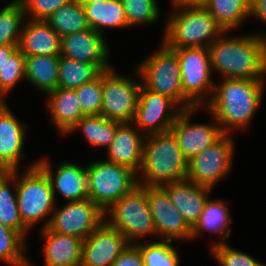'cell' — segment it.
Masks as SVG:
<instances>
[{"label": "cell", "mask_w": 266, "mask_h": 266, "mask_svg": "<svg viewBox=\"0 0 266 266\" xmlns=\"http://www.w3.org/2000/svg\"><path fill=\"white\" fill-rule=\"evenodd\" d=\"M225 33L208 47L212 72L219 73L223 79L264 80L266 34L255 32L228 37Z\"/></svg>", "instance_id": "1"}, {"label": "cell", "mask_w": 266, "mask_h": 266, "mask_svg": "<svg viewBox=\"0 0 266 266\" xmlns=\"http://www.w3.org/2000/svg\"><path fill=\"white\" fill-rule=\"evenodd\" d=\"M220 82L215 83L212 98L204 110L216 118L226 134L246 129L263 100L265 80L233 78Z\"/></svg>", "instance_id": "2"}, {"label": "cell", "mask_w": 266, "mask_h": 266, "mask_svg": "<svg viewBox=\"0 0 266 266\" xmlns=\"http://www.w3.org/2000/svg\"><path fill=\"white\" fill-rule=\"evenodd\" d=\"M187 170L188 160L171 130L145 136L142 164L137 174L139 186H164L185 180Z\"/></svg>", "instance_id": "3"}, {"label": "cell", "mask_w": 266, "mask_h": 266, "mask_svg": "<svg viewBox=\"0 0 266 266\" xmlns=\"http://www.w3.org/2000/svg\"><path fill=\"white\" fill-rule=\"evenodd\" d=\"M169 15L162 40L169 48L209 47L224 32L204 6L173 9Z\"/></svg>", "instance_id": "4"}, {"label": "cell", "mask_w": 266, "mask_h": 266, "mask_svg": "<svg viewBox=\"0 0 266 266\" xmlns=\"http://www.w3.org/2000/svg\"><path fill=\"white\" fill-rule=\"evenodd\" d=\"M23 170L21 173L16 170V200L21 219L31 230L38 222L47 218L42 225L46 228L57 206L50 180L37 165V161Z\"/></svg>", "instance_id": "5"}, {"label": "cell", "mask_w": 266, "mask_h": 266, "mask_svg": "<svg viewBox=\"0 0 266 266\" xmlns=\"http://www.w3.org/2000/svg\"><path fill=\"white\" fill-rule=\"evenodd\" d=\"M160 47L137 65L141 84L146 89L169 97L182 110L195 108L183 94L177 53L163 42Z\"/></svg>", "instance_id": "6"}, {"label": "cell", "mask_w": 266, "mask_h": 266, "mask_svg": "<svg viewBox=\"0 0 266 266\" xmlns=\"http://www.w3.org/2000/svg\"><path fill=\"white\" fill-rule=\"evenodd\" d=\"M105 222L122 234L128 244H137L146 236H156L146 186L137 185L107 209Z\"/></svg>", "instance_id": "7"}, {"label": "cell", "mask_w": 266, "mask_h": 266, "mask_svg": "<svg viewBox=\"0 0 266 266\" xmlns=\"http://www.w3.org/2000/svg\"><path fill=\"white\" fill-rule=\"evenodd\" d=\"M88 198L104 212L137 185V174L130 168L104 160L87 165Z\"/></svg>", "instance_id": "8"}, {"label": "cell", "mask_w": 266, "mask_h": 266, "mask_svg": "<svg viewBox=\"0 0 266 266\" xmlns=\"http://www.w3.org/2000/svg\"><path fill=\"white\" fill-rule=\"evenodd\" d=\"M178 56L184 96L195 106L205 107L211 100L214 81L208 47L171 48Z\"/></svg>", "instance_id": "9"}, {"label": "cell", "mask_w": 266, "mask_h": 266, "mask_svg": "<svg viewBox=\"0 0 266 266\" xmlns=\"http://www.w3.org/2000/svg\"><path fill=\"white\" fill-rule=\"evenodd\" d=\"M135 72L132 78L119 75L113 67L102 71V116L120 123L134 121L141 88L136 68Z\"/></svg>", "instance_id": "10"}, {"label": "cell", "mask_w": 266, "mask_h": 266, "mask_svg": "<svg viewBox=\"0 0 266 266\" xmlns=\"http://www.w3.org/2000/svg\"><path fill=\"white\" fill-rule=\"evenodd\" d=\"M232 134H224L213 145L188 160L189 181L213 189L231 172L235 142Z\"/></svg>", "instance_id": "11"}, {"label": "cell", "mask_w": 266, "mask_h": 266, "mask_svg": "<svg viewBox=\"0 0 266 266\" xmlns=\"http://www.w3.org/2000/svg\"><path fill=\"white\" fill-rule=\"evenodd\" d=\"M105 222V212L91 199L66 202L52 213L48 228L54 232L86 239Z\"/></svg>", "instance_id": "12"}, {"label": "cell", "mask_w": 266, "mask_h": 266, "mask_svg": "<svg viewBox=\"0 0 266 266\" xmlns=\"http://www.w3.org/2000/svg\"><path fill=\"white\" fill-rule=\"evenodd\" d=\"M181 111L172 99L141 84L133 123L144 136L158 134L169 131Z\"/></svg>", "instance_id": "13"}, {"label": "cell", "mask_w": 266, "mask_h": 266, "mask_svg": "<svg viewBox=\"0 0 266 266\" xmlns=\"http://www.w3.org/2000/svg\"><path fill=\"white\" fill-rule=\"evenodd\" d=\"M146 196L153 217L156 237L164 241L191 240L192 227L171 202L162 186H146Z\"/></svg>", "instance_id": "14"}, {"label": "cell", "mask_w": 266, "mask_h": 266, "mask_svg": "<svg viewBox=\"0 0 266 266\" xmlns=\"http://www.w3.org/2000/svg\"><path fill=\"white\" fill-rule=\"evenodd\" d=\"M201 107L182 110L171 131L174 133L183 156L189 160L218 141L225 133L211 114L213 124L191 123V116Z\"/></svg>", "instance_id": "15"}, {"label": "cell", "mask_w": 266, "mask_h": 266, "mask_svg": "<svg viewBox=\"0 0 266 266\" xmlns=\"http://www.w3.org/2000/svg\"><path fill=\"white\" fill-rule=\"evenodd\" d=\"M109 50L105 35L92 28L61 37L60 56L94 64L101 72L112 67Z\"/></svg>", "instance_id": "16"}, {"label": "cell", "mask_w": 266, "mask_h": 266, "mask_svg": "<svg viewBox=\"0 0 266 266\" xmlns=\"http://www.w3.org/2000/svg\"><path fill=\"white\" fill-rule=\"evenodd\" d=\"M128 245L122 234L104 222L83 240L81 266H111Z\"/></svg>", "instance_id": "17"}, {"label": "cell", "mask_w": 266, "mask_h": 266, "mask_svg": "<svg viewBox=\"0 0 266 266\" xmlns=\"http://www.w3.org/2000/svg\"><path fill=\"white\" fill-rule=\"evenodd\" d=\"M49 161V159L42 157L37 160V165L48 176L55 201L57 193L66 202L88 198L87 165L83 168L74 162H61L53 174Z\"/></svg>", "instance_id": "18"}, {"label": "cell", "mask_w": 266, "mask_h": 266, "mask_svg": "<svg viewBox=\"0 0 266 266\" xmlns=\"http://www.w3.org/2000/svg\"><path fill=\"white\" fill-rule=\"evenodd\" d=\"M26 135L25 125L9 106L0 111V171L22 170L20 162L25 158Z\"/></svg>", "instance_id": "19"}, {"label": "cell", "mask_w": 266, "mask_h": 266, "mask_svg": "<svg viewBox=\"0 0 266 266\" xmlns=\"http://www.w3.org/2000/svg\"><path fill=\"white\" fill-rule=\"evenodd\" d=\"M133 122L119 123L110 146L106 150L107 161L123 165L138 174L142 164L145 136Z\"/></svg>", "instance_id": "20"}, {"label": "cell", "mask_w": 266, "mask_h": 266, "mask_svg": "<svg viewBox=\"0 0 266 266\" xmlns=\"http://www.w3.org/2000/svg\"><path fill=\"white\" fill-rule=\"evenodd\" d=\"M162 187L168 192L171 202L191 227L201 216L209 194L213 190L188 179L168 183Z\"/></svg>", "instance_id": "21"}, {"label": "cell", "mask_w": 266, "mask_h": 266, "mask_svg": "<svg viewBox=\"0 0 266 266\" xmlns=\"http://www.w3.org/2000/svg\"><path fill=\"white\" fill-rule=\"evenodd\" d=\"M44 266H81L83 239L41 227Z\"/></svg>", "instance_id": "22"}, {"label": "cell", "mask_w": 266, "mask_h": 266, "mask_svg": "<svg viewBox=\"0 0 266 266\" xmlns=\"http://www.w3.org/2000/svg\"><path fill=\"white\" fill-rule=\"evenodd\" d=\"M18 49L25 56L60 55L61 36L44 20L26 19Z\"/></svg>", "instance_id": "23"}, {"label": "cell", "mask_w": 266, "mask_h": 266, "mask_svg": "<svg viewBox=\"0 0 266 266\" xmlns=\"http://www.w3.org/2000/svg\"><path fill=\"white\" fill-rule=\"evenodd\" d=\"M46 107L58 133L67 135L85 114L73 89L56 88L47 94Z\"/></svg>", "instance_id": "24"}, {"label": "cell", "mask_w": 266, "mask_h": 266, "mask_svg": "<svg viewBox=\"0 0 266 266\" xmlns=\"http://www.w3.org/2000/svg\"><path fill=\"white\" fill-rule=\"evenodd\" d=\"M232 218L229 213V208L223 199L208 200L205 203L204 210L198 221L192 227L191 239L198 238L203 235L204 231L216 233L220 241H214L210 244L214 246L218 243H224V240L230 238L231 229L229 227Z\"/></svg>", "instance_id": "25"}, {"label": "cell", "mask_w": 266, "mask_h": 266, "mask_svg": "<svg viewBox=\"0 0 266 266\" xmlns=\"http://www.w3.org/2000/svg\"><path fill=\"white\" fill-rule=\"evenodd\" d=\"M60 55H33L25 59V80L48 94L57 88Z\"/></svg>", "instance_id": "26"}, {"label": "cell", "mask_w": 266, "mask_h": 266, "mask_svg": "<svg viewBox=\"0 0 266 266\" xmlns=\"http://www.w3.org/2000/svg\"><path fill=\"white\" fill-rule=\"evenodd\" d=\"M83 5L89 25L104 35L106 28H128L126 13L121 0H99Z\"/></svg>", "instance_id": "27"}, {"label": "cell", "mask_w": 266, "mask_h": 266, "mask_svg": "<svg viewBox=\"0 0 266 266\" xmlns=\"http://www.w3.org/2000/svg\"><path fill=\"white\" fill-rule=\"evenodd\" d=\"M15 185V186H14ZM10 187H14V192ZM16 170L0 172V224L18 231L25 239L30 229L23 223L16 200Z\"/></svg>", "instance_id": "28"}, {"label": "cell", "mask_w": 266, "mask_h": 266, "mask_svg": "<svg viewBox=\"0 0 266 266\" xmlns=\"http://www.w3.org/2000/svg\"><path fill=\"white\" fill-rule=\"evenodd\" d=\"M203 6L223 30L229 32L250 17L252 0H205Z\"/></svg>", "instance_id": "29"}, {"label": "cell", "mask_w": 266, "mask_h": 266, "mask_svg": "<svg viewBox=\"0 0 266 266\" xmlns=\"http://www.w3.org/2000/svg\"><path fill=\"white\" fill-rule=\"evenodd\" d=\"M119 123L102 115H85L69 133L80 130L92 147H105L107 149L113 140Z\"/></svg>", "instance_id": "30"}, {"label": "cell", "mask_w": 266, "mask_h": 266, "mask_svg": "<svg viewBox=\"0 0 266 266\" xmlns=\"http://www.w3.org/2000/svg\"><path fill=\"white\" fill-rule=\"evenodd\" d=\"M46 22L61 37L91 28L79 0H72L67 5L58 8L46 19Z\"/></svg>", "instance_id": "31"}, {"label": "cell", "mask_w": 266, "mask_h": 266, "mask_svg": "<svg viewBox=\"0 0 266 266\" xmlns=\"http://www.w3.org/2000/svg\"><path fill=\"white\" fill-rule=\"evenodd\" d=\"M101 73L94 64L60 56L57 87L75 90L81 85L91 82Z\"/></svg>", "instance_id": "32"}, {"label": "cell", "mask_w": 266, "mask_h": 266, "mask_svg": "<svg viewBox=\"0 0 266 266\" xmlns=\"http://www.w3.org/2000/svg\"><path fill=\"white\" fill-rule=\"evenodd\" d=\"M25 19L20 0H12L0 10V46L19 44Z\"/></svg>", "instance_id": "33"}, {"label": "cell", "mask_w": 266, "mask_h": 266, "mask_svg": "<svg viewBox=\"0 0 266 266\" xmlns=\"http://www.w3.org/2000/svg\"><path fill=\"white\" fill-rule=\"evenodd\" d=\"M25 244L18 231L0 224V261L10 266H32L25 256Z\"/></svg>", "instance_id": "34"}, {"label": "cell", "mask_w": 266, "mask_h": 266, "mask_svg": "<svg viewBox=\"0 0 266 266\" xmlns=\"http://www.w3.org/2000/svg\"><path fill=\"white\" fill-rule=\"evenodd\" d=\"M171 241H152L146 244L138 242L135 244L142 255L145 266H179L180 257L177 249L172 246Z\"/></svg>", "instance_id": "35"}, {"label": "cell", "mask_w": 266, "mask_h": 266, "mask_svg": "<svg viewBox=\"0 0 266 266\" xmlns=\"http://www.w3.org/2000/svg\"><path fill=\"white\" fill-rule=\"evenodd\" d=\"M128 26L155 24L160 16L157 0H121Z\"/></svg>", "instance_id": "36"}, {"label": "cell", "mask_w": 266, "mask_h": 266, "mask_svg": "<svg viewBox=\"0 0 266 266\" xmlns=\"http://www.w3.org/2000/svg\"><path fill=\"white\" fill-rule=\"evenodd\" d=\"M81 110L85 115H101L102 108V73L75 89Z\"/></svg>", "instance_id": "37"}, {"label": "cell", "mask_w": 266, "mask_h": 266, "mask_svg": "<svg viewBox=\"0 0 266 266\" xmlns=\"http://www.w3.org/2000/svg\"><path fill=\"white\" fill-rule=\"evenodd\" d=\"M25 59L26 56L17 49L0 70V88L6 94L10 93L17 83L23 79L25 81Z\"/></svg>", "instance_id": "38"}, {"label": "cell", "mask_w": 266, "mask_h": 266, "mask_svg": "<svg viewBox=\"0 0 266 266\" xmlns=\"http://www.w3.org/2000/svg\"><path fill=\"white\" fill-rule=\"evenodd\" d=\"M210 247L212 257L220 266H259L261 264L254 257L229 246L226 242Z\"/></svg>", "instance_id": "39"}, {"label": "cell", "mask_w": 266, "mask_h": 266, "mask_svg": "<svg viewBox=\"0 0 266 266\" xmlns=\"http://www.w3.org/2000/svg\"><path fill=\"white\" fill-rule=\"evenodd\" d=\"M72 0H20L25 16L31 20H44L61 6L67 5ZM28 15V16H27Z\"/></svg>", "instance_id": "40"}, {"label": "cell", "mask_w": 266, "mask_h": 266, "mask_svg": "<svg viewBox=\"0 0 266 266\" xmlns=\"http://www.w3.org/2000/svg\"><path fill=\"white\" fill-rule=\"evenodd\" d=\"M111 266H145L139 248L129 244Z\"/></svg>", "instance_id": "41"}, {"label": "cell", "mask_w": 266, "mask_h": 266, "mask_svg": "<svg viewBox=\"0 0 266 266\" xmlns=\"http://www.w3.org/2000/svg\"><path fill=\"white\" fill-rule=\"evenodd\" d=\"M249 16H254L266 24V0H252Z\"/></svg>", "instance_id": "42"}, {"label": "cell", "mask_w": 266, "mask_h": 266, "mask_svg": "<svg viewBox=\"0 0 266 266\" xmlns=\"http://www.w3.org/2000/svg\"><path fill=\"white\" fill-rule=\"evenodd\" d=\"M18 49V44H8L0 46V70L3 69L6 61Z\"/></svg>", "instance_id": "43"}, {"label": "cell", "mask_w": 266, "mask_h": 266, "mask_svg": "<svg viewBox=\"0 0 266 266\" xmlns=\"http://www.w3.org/2000/svg\"><path fill=\"white\" fill-rule=\"evenodd\" d=\"M174 9L183 7H201L204 5L205 0H171Z\"/></svg>", "instance_id": "44"}, {"label": "cell", "mask_w": 266, "mask_h": 266, "mask_svg": "<svg viewBox=\"0 0 266 266\" xmlns=\"http://www.w3.org/2000/svg\"><path fill=\"white\" fill-rule=\"evenodd\" d=\"M7 94L0 88V111L5 110L8 105L4 100Z\"/></svg>", "instance_id": "45"}, {"label": "cell", "mask_w": 266, "mask_h": 266, "mask_svg": "<svg viewBox=\"0 0 266 266\" xmlns=\"http://www.w3.org/2000/svg\"><path fill=\"white\" fill-rule=\"evenodd\" d=\"M80 3H93L95 1H99V0H79Z\"/></svg>", "instance_id": "46"}]
</instances>
